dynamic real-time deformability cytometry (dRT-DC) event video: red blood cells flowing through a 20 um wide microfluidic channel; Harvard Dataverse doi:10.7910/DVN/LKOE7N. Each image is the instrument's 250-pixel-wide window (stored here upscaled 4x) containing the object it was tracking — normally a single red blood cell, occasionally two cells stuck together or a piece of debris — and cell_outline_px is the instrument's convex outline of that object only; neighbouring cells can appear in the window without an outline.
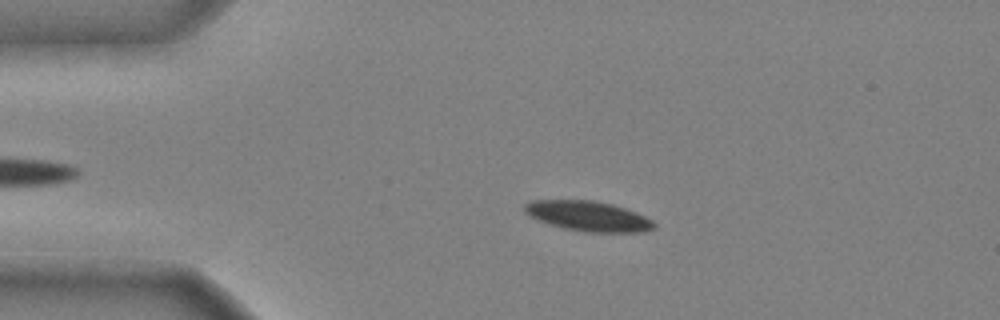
{"species": "common noctule bat (a hibernating species)", "species_latin": "Nyctalus noctula", "temperature_condition": "cold", "stored_images_in_passage": 48, "camera_frame_rate_fps": 3000, "um_per_image_px": 0.085, "animal": {"sex": "male", "body_mass_g": 20.4}, "frame": {"image": 1, "passage_image": 10, "time_ms": 3.0, "image_size_px": [1000, 320], "cell_outline_px": [[656, 228], [644, 232], [584, 232], [564, 228], [548, 224], [536, 220], [528, 216], [524, 212], [524, 204], [532, 200], [592, 200], [612, 204], [636, 212], [652, 220], [656, 224]], "centroid_in_image_um": [49.97, 18.37], "position_along_channel_um": 35.0, "area_um2": 22.89}}
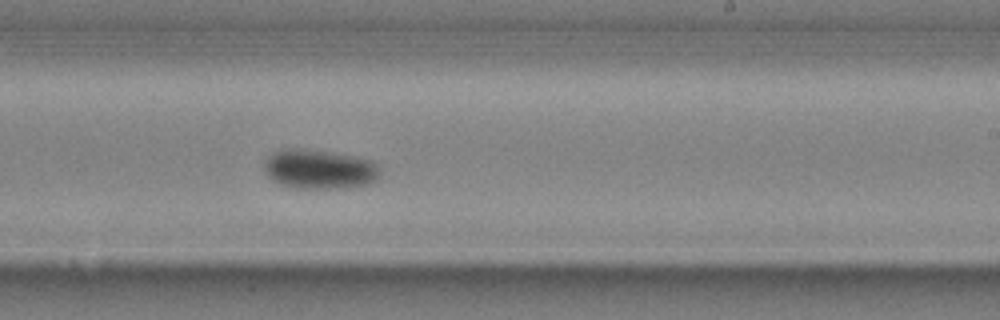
{"frame": {"image": 2, "passage_image": 30, "time_ms": 9.667, "image_size_px": [1000, 320], "cell_outline_px": [[380, 180], [368, 184], [344, 188], [296, 188], [280, 184], [272, 180], [268, 176], [264, 168], [264, 164], [268, 156], [272, 152], [288, 148], [296, 148], [352, 156], [372, 160], [380, 168]], "centroid_in_image_um": [27.17, 14.4], "position_along_channel_um": 261.8, "area_um2": 26.59}}
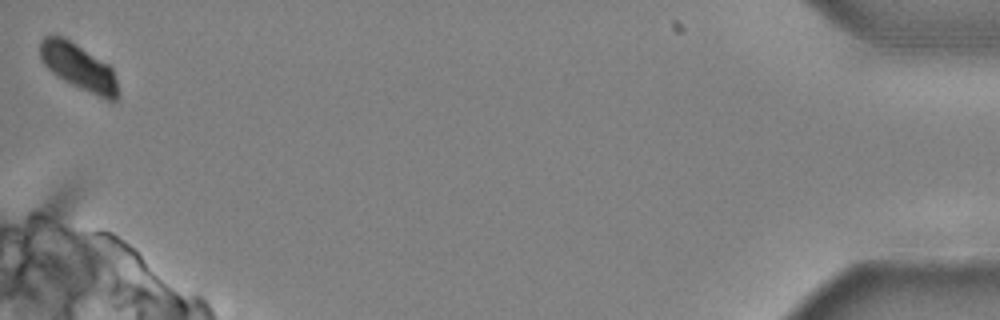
{"frame": {"image": 3, "passage_image": 48, "time_ms": 15.667, "image_size_px": [1000, 320], "cell_outline_px": [[120, 96], [116, 100], [108, 100], [80, 88], [56, 76], [40, 60], [40, 40], [44, 36], [64, 36], [108, 64], [112, 68], [116, 80]], "centroid_in_image_um": [6.68, 5.68], "position_along_channel_um": 428.5, "area_um2": 20.92}, "authors_computed_cell_mechanics": {"area_um2": 23.6691, "velocity_mm_per_s": 3.941, "shape_relaxation_time_tau1_ms": 3.685, "shape_relaxation_time_tau2_ms": null, "deformation_change_tau1": 0.1126, "deformation_change_tau2": null}}